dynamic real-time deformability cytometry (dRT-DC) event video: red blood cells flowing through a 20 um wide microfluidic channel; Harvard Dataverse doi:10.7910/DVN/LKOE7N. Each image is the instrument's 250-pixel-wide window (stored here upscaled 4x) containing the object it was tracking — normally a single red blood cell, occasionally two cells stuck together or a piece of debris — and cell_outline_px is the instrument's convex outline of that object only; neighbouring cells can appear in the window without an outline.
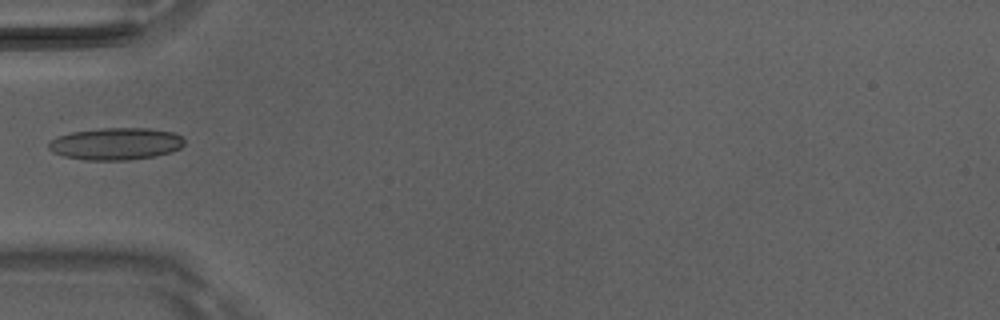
{"species": "Egyptian fruit bat (a non-hibernating species)", "species_latin": "Rousettus aegyptiacus", "temperature_condition": "room temperature", "stored_images_in_passage": 5, "camera_frame_rate_fps": 3000, "um_per_image_px": 0.085, "animal": {"sex": "male"}, "frame": {"image": 1, "passage_image": 4, "time_ms": 1.0, "image_size_px": [1000, 320], "cell_outline_px": [[184, 144], [180, 148], [172, 152], [156, 156], [128, 160], [84, 160], [64, 156], [52, 152], [48, 148], [48, 144], [56, 136], [72, 132], [100, 128], [148, 128], [172, 132], [180, 136], [184, 140]], "centroid_in_image_um": [9.84, 12.22], "position_along_channel_um": 75.2, "area_um2": 25.49}}